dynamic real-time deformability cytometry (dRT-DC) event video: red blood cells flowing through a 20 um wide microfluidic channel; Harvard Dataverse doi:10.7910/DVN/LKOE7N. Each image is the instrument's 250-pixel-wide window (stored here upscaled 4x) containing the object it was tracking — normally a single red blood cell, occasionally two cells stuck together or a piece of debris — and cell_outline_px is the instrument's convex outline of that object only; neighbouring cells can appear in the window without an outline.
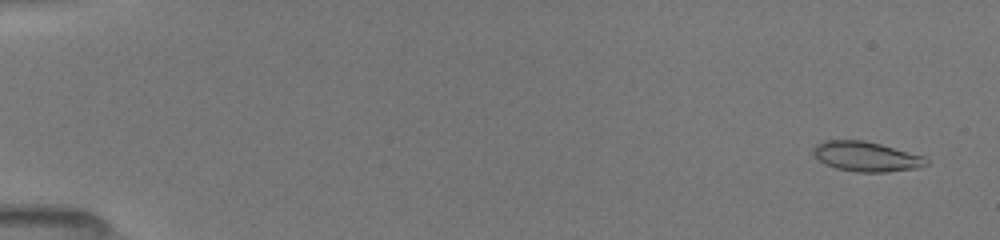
{"species": "common noctule bat (a hibernating species)", "species_latin": "Nyctalus noctula", "temperature_condition": "room temperature", "stored_images_in_passage": 52, "camera_frame_rate_fps": 3000, "um_per_image_px": 0.085, "animal": {"sex": "female", "body_mass_g": 19.5, "forearm_length_mm": 54.1}, "frame": {"image": 1, "passage_image": 3, "time_ms": 0.667, "image_size_px": [1000, 240], "cell_outline_px": [[928, 164], [920, 168], [888, 172], [856, 172], [836, 168], [824, 164], [812, 152], [812, 148], [816, 144], [824, 140], [864, 140], [880, 144], [924, 156], [928, 160]], "centroid_in_image_um": [73.63, 13.31], "position_along_channel_um": 11.4, "area_um2": 19.77}}
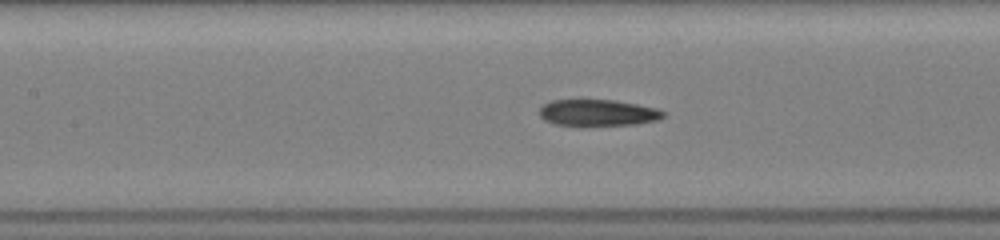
{"frame": {"image": 2, "passage_image": 25, "time_ms": 8.0, "image_size_px": [1000, 240], "cell_outline_px": [[664, 116], [660, 120], [636, 124], [584, 128], [580, 128], [552, 124], [544, 120], [540, 116], [540, 108], [544, 104], [552, 100], [580, 96], [616, 100], [656, 108], [664, 112]], "centroid_in_image_um": [50.73, 9.58], "position_along_channel_um": 156.7, "area_um2": 20.87}}
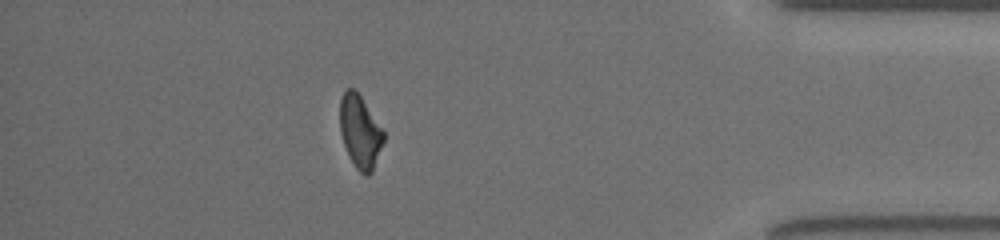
{"frame": {"image": 3, "passage_image": 46, "time_ms": 15.0, "image_size_px": [1000, 240], "cell_outline_px": [[384, 140], [372, 172], [368, 176], [364, 176], [356, 168], [344, 144], [340, 132], [340, 100], [344, 92], [348, 88], [352, 88], [360, 96], [384, 128]], "centroid_in_image_um": [30.63, 11.2], "position_along_channel_um": 404.6, "area_um2": 18.44}, "authors_computed_cell_mechanics": {"area_um2": 19.652, "velocity_mm_per_s": 4.0619, "shape_relaxation_time_tau1_ms": null, "shape_relaxation_time_tau2_ms": 4.2531, "deformation_change_tau1": null, "deformation_change_tau2": 0.1146}}